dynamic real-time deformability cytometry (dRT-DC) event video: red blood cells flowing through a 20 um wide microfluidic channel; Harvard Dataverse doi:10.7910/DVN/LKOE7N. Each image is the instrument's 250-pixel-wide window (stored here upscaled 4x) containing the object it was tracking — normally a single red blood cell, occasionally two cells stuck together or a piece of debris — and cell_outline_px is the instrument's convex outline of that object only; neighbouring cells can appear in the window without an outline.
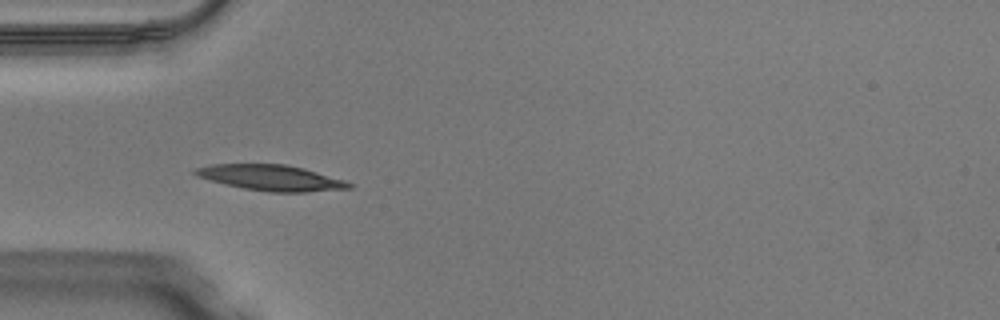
{"species": "Egyptian fruit bat (a non-hibernating species)", "species_latin": "Rousettus aegyptiacus", "temperature_condition": "warm", "stored_images_in_passage": 45, "camera_frame_rate_fps": 3000, "um_per_image_px": 0.085, "animal": {"sex": "male"}, "frame": {"image": 1, "passage_image": 11, "time_ms": 3.333, "image_size_px": [1000, 320], "cell_outline_px": [[356, 184], [352, 188], [308, 192], [268, 192], [244, 188], [196, 176], [192, 172], [196, 168], [212, 164], [284, 164], [304, 168], [344, 180]], "centroid_in_image_um": [23.1, 15.11], "position_along_channel_um": 61.9, "area_um2": 22.89}}
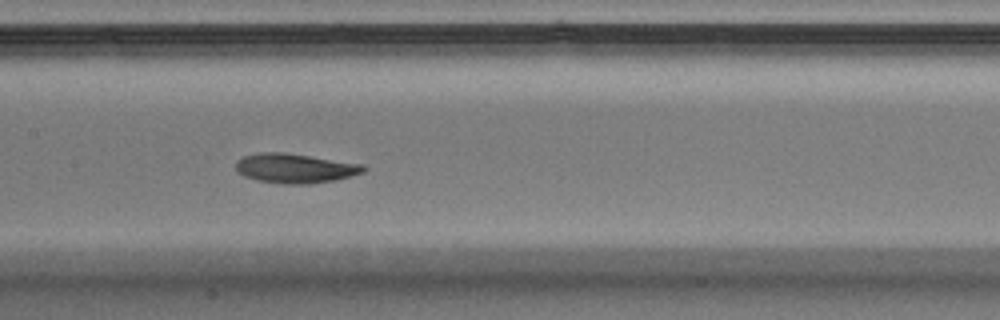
{"frame": {"image": 2, "passage_image": 20, "time_ms": 6.333, "image_size_px": [1000, 320], "cell_outline_px": [[368, 168], [364, 172], [336, 180], [308, 184], [284, 184], [256, 180], [244, 176], [236, 172], [236, 160], [244, 156], [260, 152], [284, 152], [364, 164]], "centroid_in_image_um": [25.08, 14.3], "position_along_channel_um": 182.3, "area_um2": 22.14}}
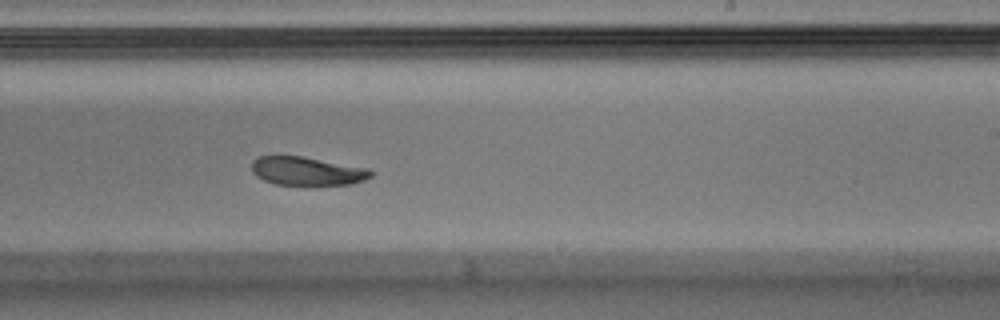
{"frame": {"image": 3, "passage_image": 26, "time_ms": 8.333, "image_size_px": [1000, 320], "cell_outline_px": [[372, 176], [364, 180], [352, 184], [316, 188], [312, 188], [276, 184], [264, 180], [256, 176], [252, 172], [252, 160], [260, 156], [304, 156], [368, 168], [372, 172]], "centroid_in_image_um": [26.13, 14.59], "position_along_channel_um": 262.9, "area_um2": 20.81}, "authors_computed_cell_mechanics": {"area_um2": 21.7328, "velocity_mm_per_s": 4.0411, "shape_relaxation_time_tau1_ms": 2.8273, "shape_relaxation_time_tau2_ms": 3.1611, "deformation_change_tau1": 0.1324, "deformation_change_tau2": 0.0866}}